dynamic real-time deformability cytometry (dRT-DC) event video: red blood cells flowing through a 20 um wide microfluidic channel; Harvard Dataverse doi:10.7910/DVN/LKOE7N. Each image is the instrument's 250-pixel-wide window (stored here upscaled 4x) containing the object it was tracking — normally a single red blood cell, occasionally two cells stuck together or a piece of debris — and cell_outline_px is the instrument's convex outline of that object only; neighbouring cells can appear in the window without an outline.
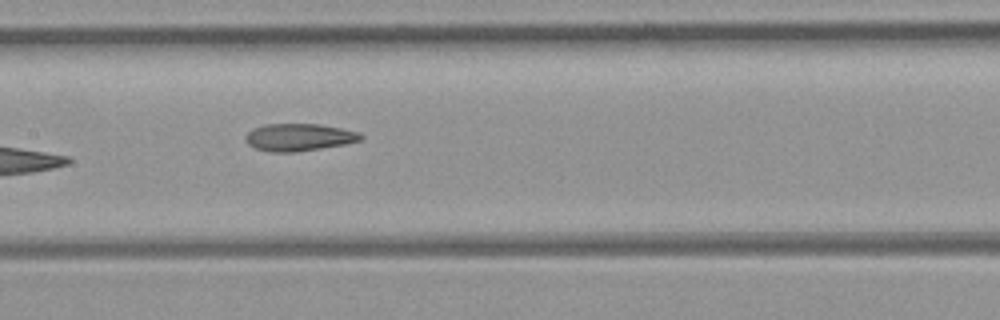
{"species": "common noctule bat (a hibernating species)", "species_latin": "Nyctalus noctula", "temperature_condition": "room temperature", "stored_images_in_passage": 9, "camera_frame_rate_fps": 3000, "um_per_image_px": 0.085, "animal": {"sex": "female", "body_mass_g": 21.9}, "frame": {"image": 1, "passage_image": 7, "time_ms": 2.0, "image_size_px": [1000, 320], "cell_outline_px": [[364, 140], [344, 144], [296, 152], [272, 152], [256, 148], [248, 144], [244, 136], [252, 128], [264, 124], [320, 124], [360, 132], [364, 136]], "centroid_in_image_um": [25.43, 11.66], "position_along_channel_um": 182.0, "area_um2": 18.44}}
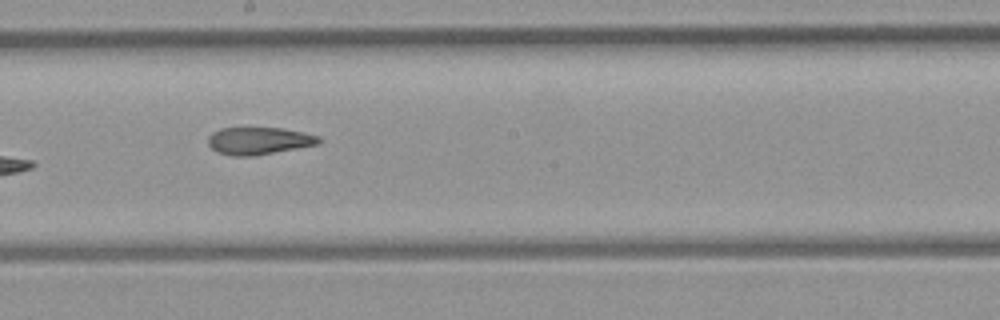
{"frame": {"image": 2, "passage_image": 8, "time_ms": 2.333, "image_size_px": [1000, 320], "cell_outline_px": [[320, 140], [316, 144], [296, 148], [252, 156], [232, 156], [216, 152], [208, 144], [208, 136], [212, 132], [220, 128], [284, 128], [320, 136]], "centroid_in_image_um": [21.94, 11.96], "position_along_channel_um": 226.3, "area_um2": 17.51}}
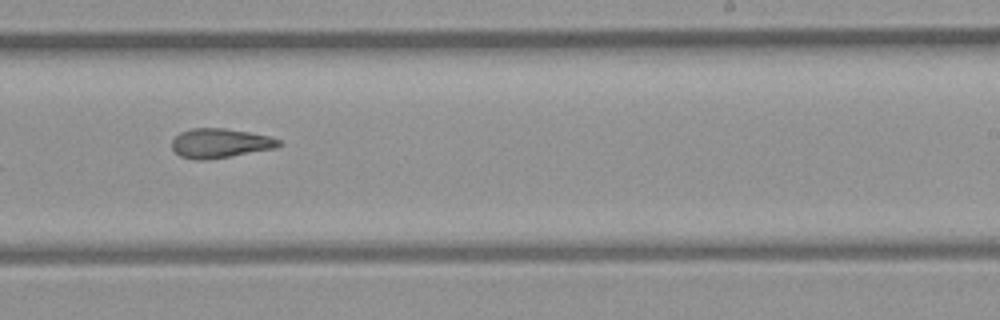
{"frame": {"image": 3, "passage_image": 9, "time_ms": 2.667, "image_size_px": [1000, 320], "cell_outline_px": [[280, 144], [276, 148], [208, 160], [196, 160], [180, 156], [172, 148], [172, 140], [180, 132], [192, 128], [224, 128], [248, 132], [268, 136], [280, 140]], "centroid_in_image_um": [18.68, 12.17], "position_along_channel_um": 270.3, "area_um2": 18.21}}